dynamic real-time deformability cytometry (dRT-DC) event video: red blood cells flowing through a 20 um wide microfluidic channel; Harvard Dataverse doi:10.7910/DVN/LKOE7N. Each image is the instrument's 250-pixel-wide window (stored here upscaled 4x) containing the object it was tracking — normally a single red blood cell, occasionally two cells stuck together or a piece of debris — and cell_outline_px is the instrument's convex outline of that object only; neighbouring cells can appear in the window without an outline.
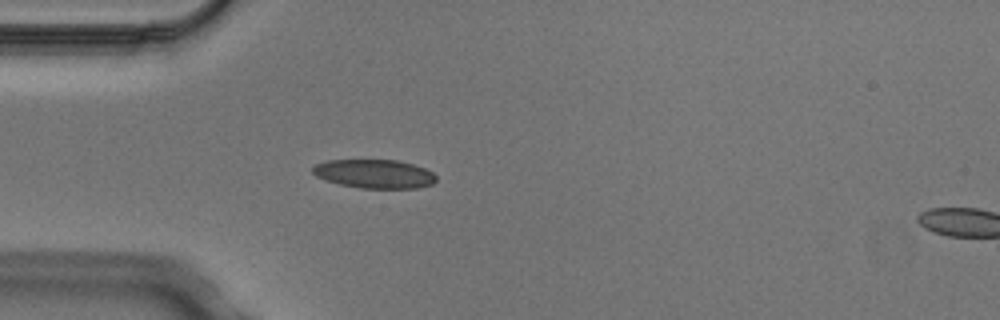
{"species": "Egyptian fruit bat (a non-hibernating species)", "species_latin": "Rousettus aegyptiacus", "temperature_condition": "cold", "stored_images_in_passage": 4, "segment_of_instrument_passage": [1, 2], "camera_frame_rate_fps": 3000, "um_per_image_px": 0.085, "animal": {"sex": "male"}, "frame": {"image": 1, "passage_image": 3, "time_ms": 0.667, "image_size_px": [1000, 320], "cell_outline_px": [[436, 180], [432, 184], [416, 188], [360, 188], [340, 184], [324, 180], [316, 176], [312, 172], [312, 168], [316, 164], [328, 160], [396, 160], [412, 164], [424, 168], [432, 172], [436, 176]], "centroid_in_image_um": [31.81, 14.78], "position_along_channel_um": 53.2, "area_um2": 20.63}}